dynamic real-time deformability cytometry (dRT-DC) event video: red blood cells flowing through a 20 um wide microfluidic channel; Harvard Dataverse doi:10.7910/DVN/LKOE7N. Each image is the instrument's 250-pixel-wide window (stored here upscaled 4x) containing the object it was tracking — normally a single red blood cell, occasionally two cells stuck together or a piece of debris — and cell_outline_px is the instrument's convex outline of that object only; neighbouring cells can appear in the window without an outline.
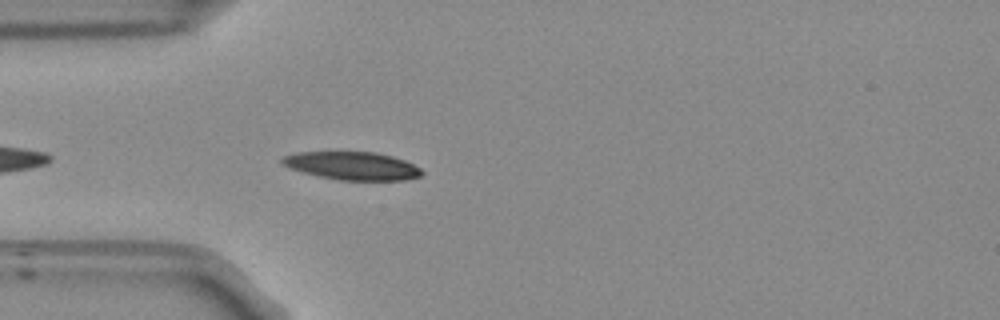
{"species": "Egyptian fruit bat (a non-hibernating species)", "species_latin": "Rousettus aegyptiacus", "temperature_condition": "room temperature", "stored_images_in_passage": 19, "camera_frame_rate_fps": 3000, "um_per_image_px": 0.085, "frame": {"image": 1, "passage_image": 1, "time_ms": 0.0, "image_size_px": [1000, 320], "cell_outline_px": [[424, 172], [420, 176], [404, 180], [340, 180], [320, 176], [304, 172], [292, 168], [284, 164], [280, 160], [284, 156], [296, 152], [376, 152], [392, 156], [404, 160], [420, 168]], "centroid_in_image_um": [29.98, 14.09], "position_along_channel_um": 55.0, "area_um2": 22.54}}